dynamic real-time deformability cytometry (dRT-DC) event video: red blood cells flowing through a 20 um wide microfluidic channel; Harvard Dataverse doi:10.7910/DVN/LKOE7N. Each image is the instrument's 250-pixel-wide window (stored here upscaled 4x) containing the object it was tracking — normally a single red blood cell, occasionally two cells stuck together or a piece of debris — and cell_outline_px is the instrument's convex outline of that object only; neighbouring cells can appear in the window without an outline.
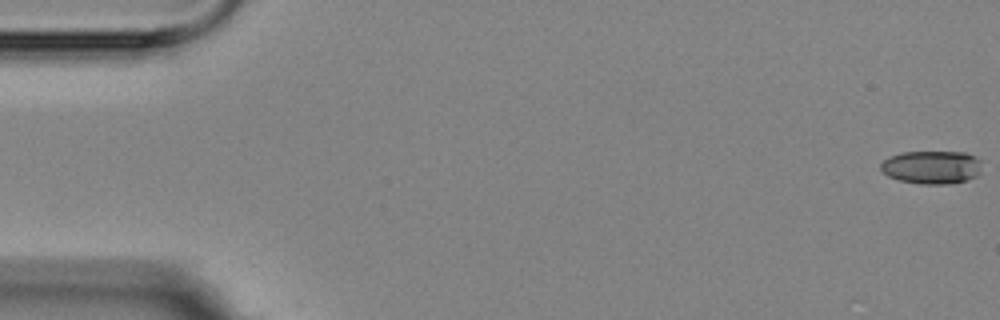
{"species": "Egyptian fruit bat (a non-hibernating species)", "species_latin": "Rousettus aegyptiacus", "temperature_condition": "room temperature", "stored_images_in_passage": 6, "camera_frame_rate_fps": 3000, "um_per_image_px": 0.085, "animal": {"sex": "female"}, "frame": {"image": 1, "passage_image": 1, "time_ms": 0.0, "image_size_px": [1000, 320], "cell_outline_px": [[980, 172], [976, 176], [968, 180], [948, 184], [920, 184], [900, 180], [888, 176], [880, 168], [880, 164], [884, 160], [892, 156], [904, 152], [964, 152], [976, 156], [980, 160]], "centroid_in_image_um": [79.22, 14.22], "position_along_channel_um": 5.8, "area_um2": 19.54}}
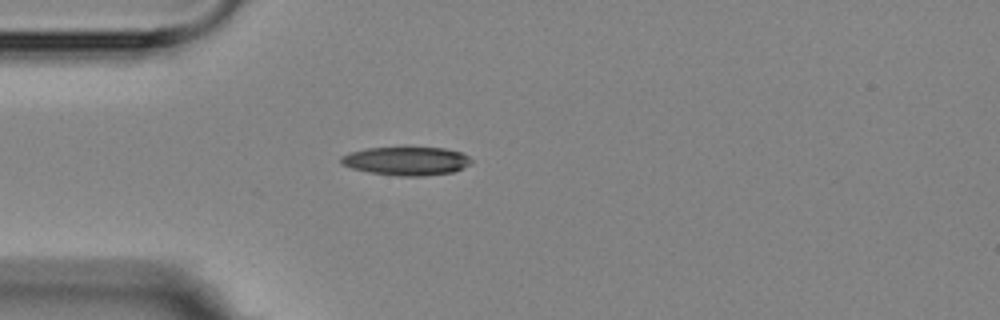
{"frame": {"image": 2, "passage_image": 5, "time_ms": 5.0, "image_size_px": [1000, 320], "cell_outline_px": [[472, 164], [464, 168], [452, 172], [424, 176], [400, 176], [368, 172], [352, 168], [340, 164], [340, 156], [352, 152], [368, 148], [444, 148], [460, 152], [468, 156], [472, 160]], "centroid_in_image_um": [34.56, 13.69], "position_along_channel_um": 50.4, "area_um2": 21.56}}